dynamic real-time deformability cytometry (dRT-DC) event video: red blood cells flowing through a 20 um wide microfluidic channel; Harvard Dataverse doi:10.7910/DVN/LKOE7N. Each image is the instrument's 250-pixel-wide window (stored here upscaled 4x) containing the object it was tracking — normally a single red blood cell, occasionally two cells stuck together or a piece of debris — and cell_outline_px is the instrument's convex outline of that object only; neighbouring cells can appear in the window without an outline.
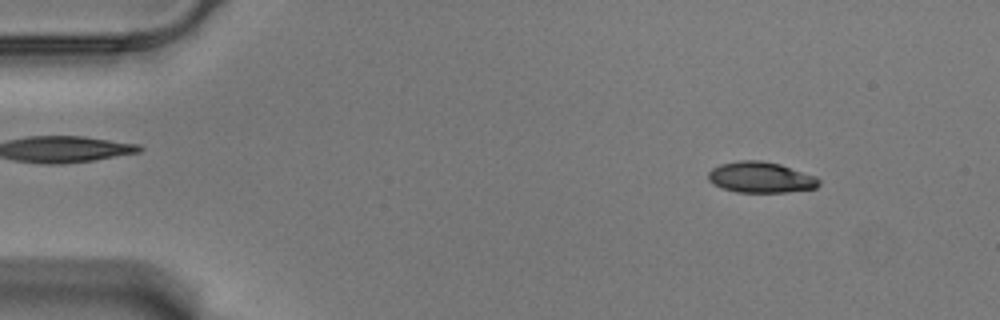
{"species": "Egyptian fruit bat (a non-hibernating species)", "species_latin": "Rousettus aegyptiacus", "temperature_condition": "warm", "stored_images_in_passage": 56, "camera_frame_rate_fps": 3000, "um_per_image_px": 0.085, "animal": {"sex": "male"}, "frame": {"image": 1, "passage_image": 5, "time_ms": 1.333, "image_size_px": [1000, 320], "cell_outline_px": [[820, 184], [816, 188], [788, 192], [736, 192], [712, 184], [708, 180], [708, 172], [712, 168], [720, 164], [740, 160], [760, 160], [780, 164], [816, 176], [820, 180]], "centroid_in_image_um": [64.66, 15.07], "position_along_channel_um": 20.3, "area_um2": 20.0}}
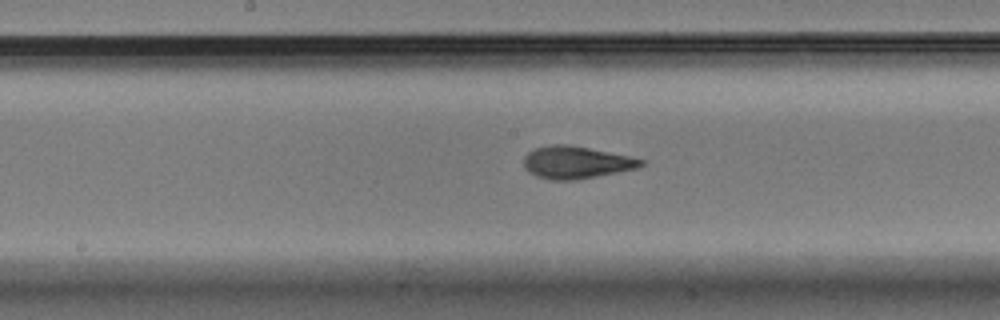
{"frame": {"image": 2, "passage_image": 28, "time_ms": 9.0, "image_size_px": [1000, 320], "cell_outline_px": [[644, 164], [636, 168], [576, 180], [552, 180], [536, 176], [528, 172], [524, 168], [524, 156], [528, 152], [536, 148], [552, 144], [568, 144], [628, 156], [644, 160]], "centroid_in_image_um": [48.92, 13.8], "position_along_channel_um": 199.3, "area_um2": 21.85}}
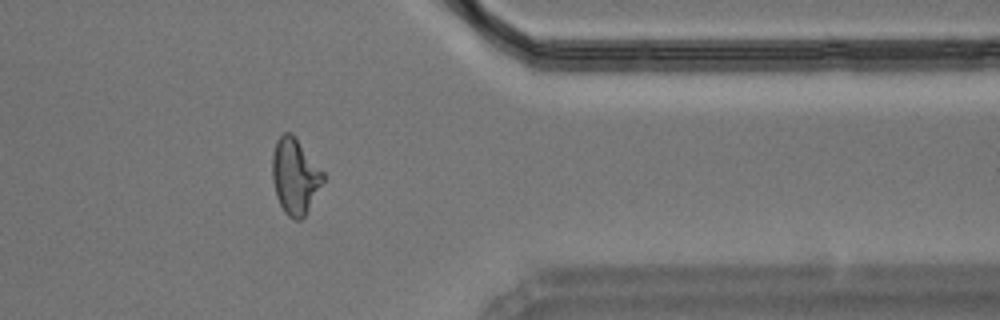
{"frame": {"image": 3, "passage_image": 45, "time_ms": 14.667, "image_size_px": [1000, 320], "cell_outline_px": [[324, 180], [304, 216], [300, 220], [296, 220], [288, 216], [284, 212], [276, 196], [272, 180], [272, 152], [276, 140], [284, 132], [292, 132], [324, 172]], "centroid_in_image_um": [25.05, 14.95], "position_along_channel_um": 386.3, "area_um2": 22.43}, "authors_computed_cell_mechanics": {"area_um2": 21.386, "velocity_mm_per_s": 3.5304, "shape_relaxation_time_tau1_ms": 7.5341, "shape_relaxation_time_tau2_ms": 1.3136, "deformation_change_tau1": 0.2215, "deformation_change_tau2": 0.0759}}